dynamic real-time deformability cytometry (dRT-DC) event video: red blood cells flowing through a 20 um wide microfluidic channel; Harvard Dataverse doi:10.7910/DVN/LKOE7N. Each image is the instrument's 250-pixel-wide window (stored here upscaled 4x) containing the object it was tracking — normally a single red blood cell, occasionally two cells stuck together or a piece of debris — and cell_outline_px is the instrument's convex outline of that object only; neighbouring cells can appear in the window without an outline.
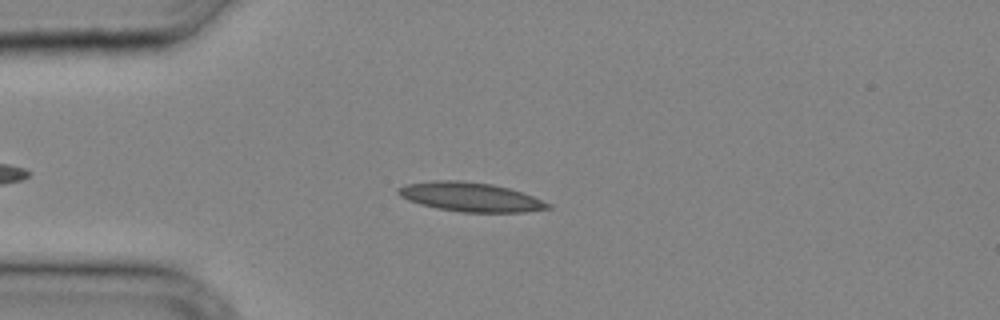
{"species": "common noctule bat (a hibernating species)", "species_latin": "Nyctalus noctula", "temperature_condition": "cold", "stored_images_in_passage": 29, "camera_frame_rate_fps": 3000, "um_per_image_px": 0.085, "animal": {"sex": "male", "body_mass_g": 20.4}, "frame": {"image": 1, "passage_image": 4, "time_ms": 1.0, "image_size_px": [1000, 320], "cell_outline_px": [[552, 208], [524, 212], [460, 212], [436, 208], [420, 204], [408, 200], [400, 196], [396, 192], [396, 188], [408, 184], [432, 180], [456, 180], [492, 184], [508, 188], [532, 196], [552, 204]], "centroid_in_image_um": [39.97, 16.74], "position_along_channel_um": 45.0, "area_um2": 25.37}}
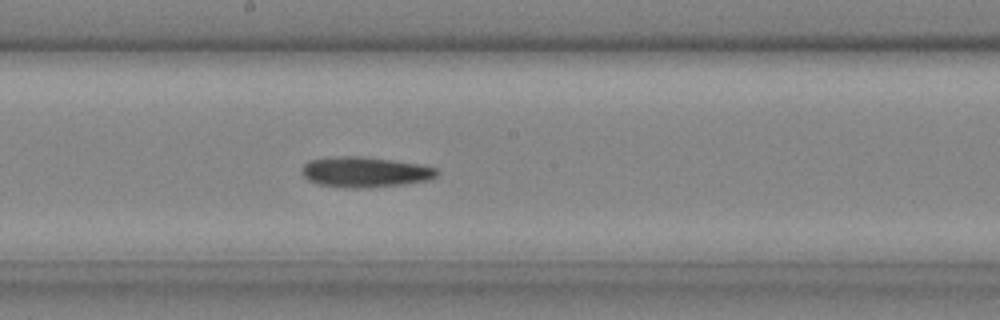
{"frame": {"image": 2, "passage_image": 14, "time_ms": 4.333, "image_size_px": [1000, 320], "cell_outline_px": [[440, 172], [436, 176], [428, 180], [404, 184], [364, 188], [356, 188], [320, 184], [308, 180], [300, 172], [304, 164], [308, 160], [340, 156], [364, 156], [420, 164], [436, 168]], "centroid_in_image_um": [31.03, 14.61], "position_along_channel_um": 217.2, "area_um2": 23.87}}
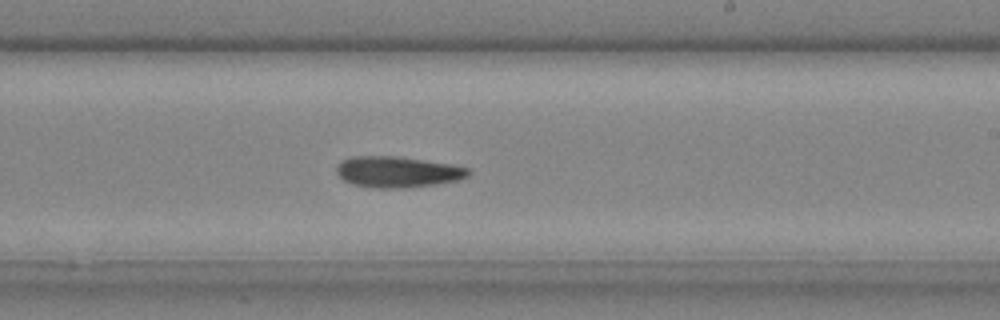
{"frame": {"image": 3, "passage_image": 16, "time_ms": 5.0, "image_size_px": [1000, 320], "cell_outline_px": [[472, 172], [468, 176], [460, 180], [436, 184], [404, 188], [376, 188], [352, 184], [344, 180], [336, 172], [336, 168], [344, 160], [352, 156], [400, 156], [452, 164], [468, 168]], "centroid_in_image_um": [33.84, 14.61], "position_along_channel_um": 255.2, "area_um2": 23.93}}